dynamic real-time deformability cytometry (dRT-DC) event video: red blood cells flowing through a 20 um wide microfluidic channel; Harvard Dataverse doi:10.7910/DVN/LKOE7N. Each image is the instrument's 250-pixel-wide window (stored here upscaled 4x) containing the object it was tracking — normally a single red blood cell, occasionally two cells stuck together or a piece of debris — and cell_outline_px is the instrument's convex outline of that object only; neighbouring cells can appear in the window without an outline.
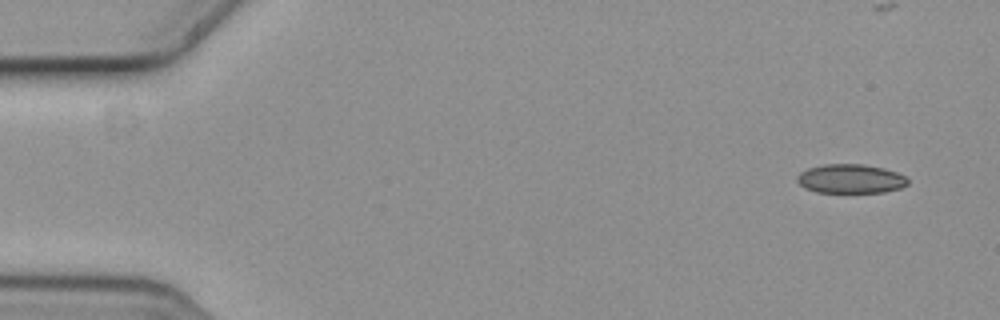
{"species": "common noctule bat (a hibernating species)", "species_latin": "Nyctalus noctula", "temperature_condition": "cold", "stored_images_in_passage": 6, "camera_frame_rate_fps": 3000, "um_per_image_px": 0.085, "animal": {"sex": "female", "body_mass_g": 19.3, "forearm_length_mm": 54.1}, "frame": {"image": 1, "passage_image": 1, "time_ms": 0.0, "image_size_px": [1000, 320], "cell_outline_px": [[908, 184], [900, 188], [884, 192], [816, 192], [804, 188], [796, 180], [796, 176], [800, 172], [808, 168], [824, 164], [864, 164], [884, 168], [896, 172], [904, 176], [908, 180]], "centroid_in_image_um": [72.28, 15.19], "position_along_channel_um": 12.7, "area_um2": 18.79}}
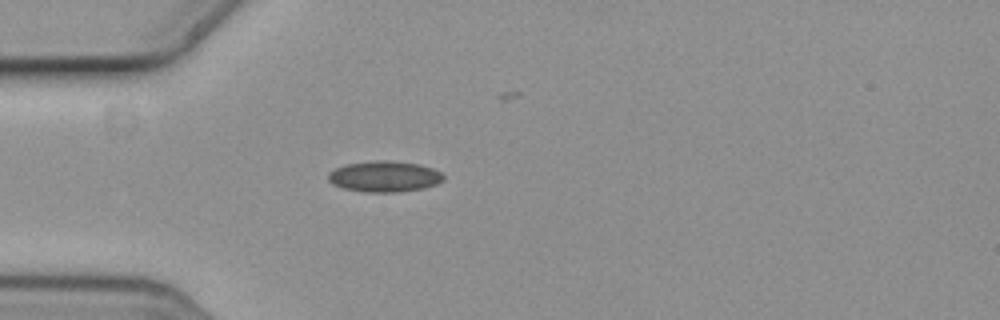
{"frame": {"image": 2, "passage_image": 4, "time_ms": 1.0, "image_size_px": [1000, 320], "cell_outline_px": [[444, 180], [436, 184], [424, 188], [396, 192], [368, 192], [344, 188], [332, 184], [328, 180], [328, 172], [336, 168], [348, 164], [372, 160], [392, 160], [420, 164], [432, 168], [440, 172], [444, 176]], "centroid_in_image_um": [32.68, 14.99], "position_along_channel_um": 52.3, "area_um2": 20.81}}